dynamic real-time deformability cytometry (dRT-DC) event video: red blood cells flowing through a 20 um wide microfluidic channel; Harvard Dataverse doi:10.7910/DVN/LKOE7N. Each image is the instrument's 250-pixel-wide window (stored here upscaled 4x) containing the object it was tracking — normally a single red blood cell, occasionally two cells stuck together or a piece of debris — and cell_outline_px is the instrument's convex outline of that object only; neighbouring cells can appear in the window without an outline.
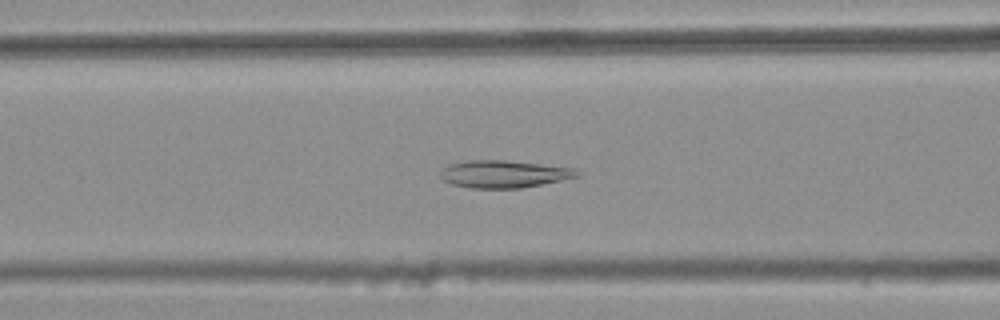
{"species": "common noctule bat (a hibernating species)", "species_latin": "Nyctalus noctula", "temperature_condition": "warm", "stored_images_in_passage": 42, "camera_frame_rate_fps": 3000, "um_per_image_px": 0.085, "animal": {"sex": "female", "body_mass_g": 25.1}, "frame": {"image": 1, "passage_image": 21, "time_ms": 6.667, "image_size_px": [1000, 320], "cell_outline_px": [[580, 176], [520, 188], [468, 188], [452, 184], [444, 180], [440, 176], [440, 172], [448, 164], [468, 160], [504, 160], [540, 164], [572, 168], [580, 172]], "centroid_in_image_um": [42.79, 14.79], "position_along_channel_um": 123.8, "area_um2": 21.62}}
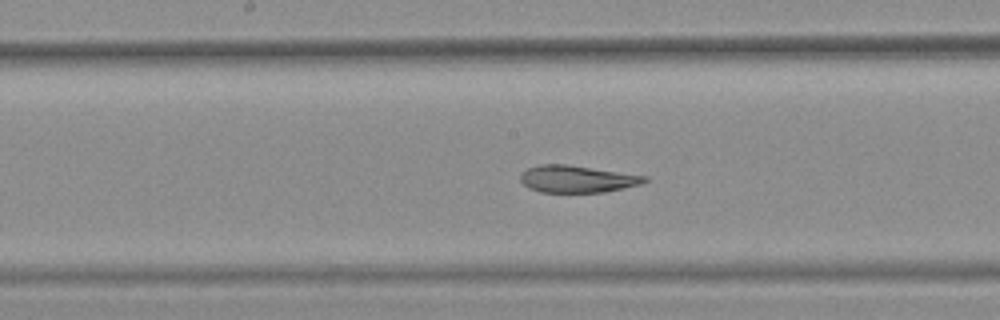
{"frame": {"image": 2, "passage_image": 27, "time_ms": 8.667, "image_size_px": [1000, 320], "cell_outline_px": [[648, 180], [640, 184], [624, 188], [604, 192], [540, 192], [528, 188], [520, 180], [520, 172], [528, 168], [540, 164], [568, 164], [648, 176]], "centroid_in_image_um": [49.03, 15.21], "position_along_channel_um": 199.2, "area_um2": 19.71}}
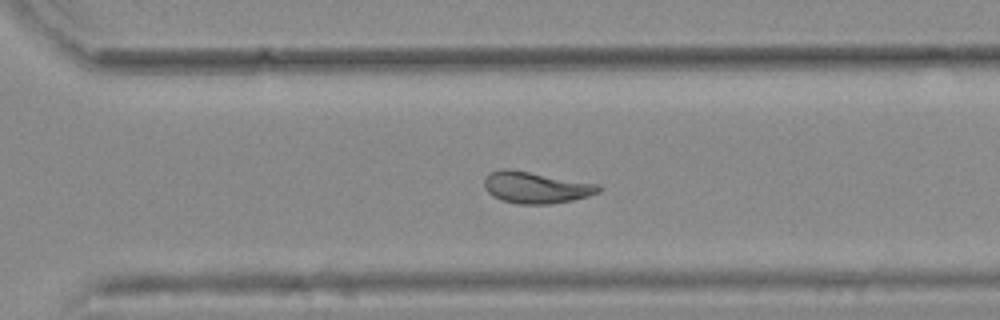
{"frame": {"image": 3, "passage_image": 37, "time_ms": 12.0, "image_size_px": [1000, 320], "cell_outline_px": [[604, 188], [600, 192], [588, 196], [572, 200], [552, 204], [516, 204], [500, 200], [492, 196], [484, 188], [484, 176], [492, 172], [504, 168], [508, 168], [600, 184]], "centroid_in_image_um": [45.56, 15.94], "position_along_channel_um": 325.0, "area_um2": 21.33}, "authors_computed_cell_mechanics": {"area_um2": 21.4727, "velocity_mm_per_s": 3.7758, "shape_relaxation_time_tau1_ms": null, "shape_relaxation_time_tau2_ms": 2.5237, "deformation_change_tau1": null, "deformation_change_tau2": 0.0867}}